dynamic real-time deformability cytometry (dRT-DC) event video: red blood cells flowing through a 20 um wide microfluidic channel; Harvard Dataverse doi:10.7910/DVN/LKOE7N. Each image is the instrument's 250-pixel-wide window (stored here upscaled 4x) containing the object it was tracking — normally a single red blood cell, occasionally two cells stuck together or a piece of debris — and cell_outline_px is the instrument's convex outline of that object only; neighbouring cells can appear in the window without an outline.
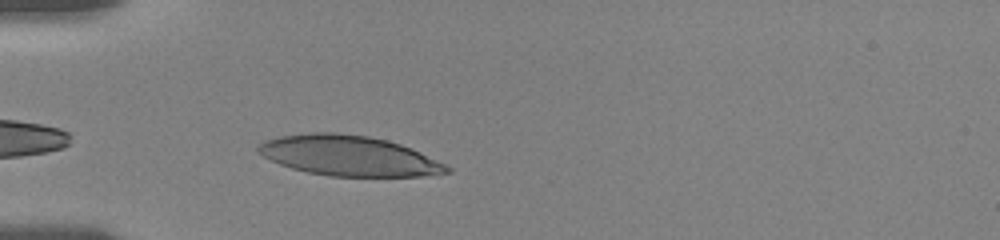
{"species": "human", "species_latin": "Homo sapiens", "temperature_condition": "room temperature", "stored_images_in_passage": 34, "camera_frame_rate_fps": 3000, "um_per_image_px": 0.085, "donor": {"sex": "female"}, "frame": {"image": 1, "passage_image": 3, "time_ms": 0.667, "image_size_px": [1000, 240], "cell_outline_px": [[452, 172], [420, 176], [328, 176], [308, 172], [292, 168], [280, 164], [264, 156], [256, 148], [264, 140], [280, 136], [312, 132], [336, 132], [368, 136], [388, 140], [412, 148], [452, 168]], "centroid_in_image_um": [29.66, 13.23], "position_along_channel_um": 55.3, "area_um2": 43.99}}
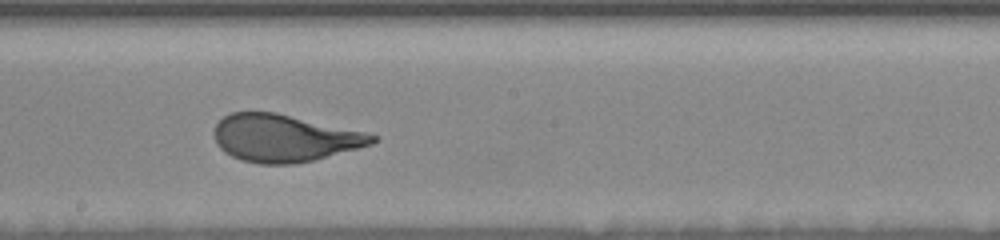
{"frame": {"image": 2, "passage_image": 18, "time_ms": 5.667, "image_size_px": [1000, 240], "cell_outline_px": [[376, 140], [372, 144], [312, 160], [292, 164], [260, 164], [240, 160], [224, 152], [216, 144], [216, 124], [224, 116], [232, 112], [276, 112], [364, 132], [376, 136]], "centroid_in_image_um": [24.12, 11.74], "position_along_channel_um": 224.1, "area_um2": 43.0}}
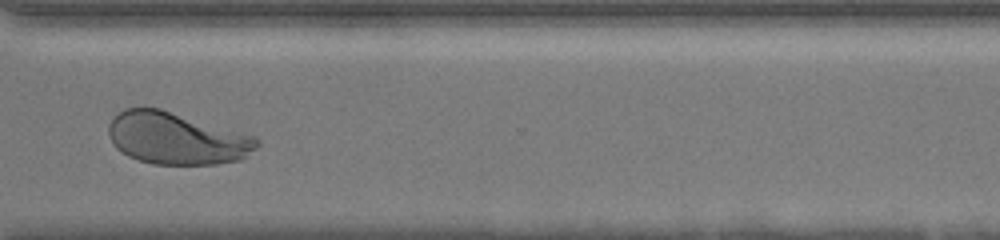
{"frame": {"image": 3, "passage_image": 29, "time_ms": 9.333, "image_size_px": [1000, 240], "cell_outline_px": [[260, 144], [256, 148], [240, 160], [216, 164], [152, 164], [128, 156], [116, 148], [112, 144], [108, 136], [108, 124], [124, 108], [160, 108], [256, 136], [260, 140]], "centroid_in_image_um": [15.01, 11.76], "position_along_channel_um": 355.6, "area_um2": 45.03}, "authors_computed_cell_mechanics": {"area_um2": 44.1881, "velocity_mm_per_s": 3.5862, "shape_relaxation_time_tau1_ms": 3.4682, "shape_relaxation_time_tau2_ms": null, "deformation_change_tau1": 0.1703, "deformation_change_tau2": null}}